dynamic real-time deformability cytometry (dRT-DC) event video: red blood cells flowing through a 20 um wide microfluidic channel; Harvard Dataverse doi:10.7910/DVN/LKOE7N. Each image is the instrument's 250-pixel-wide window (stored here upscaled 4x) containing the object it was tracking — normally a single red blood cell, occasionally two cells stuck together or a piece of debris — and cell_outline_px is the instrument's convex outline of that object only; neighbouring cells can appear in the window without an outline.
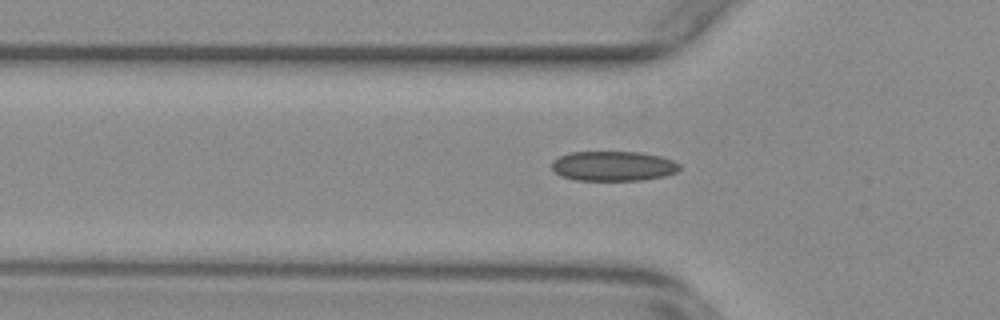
{"species": "common noctule bat (a hibernating species)", "species_latin": "Nyctalus noctula", "temperature_condition": "warm", "stored_images_in_passage": 39, "camera_frame_rate_fps": 3000, "um_per_image_px": 0.085, "animal": {"sex": "female", "body_mass_g": 29.2, "forearm_length_mm": 56.3}, "frame": {"image": 1, "passage_image": 2, "time_ms": 0.333, "image_size_px": [1000, 320], "cell_outline_px": [[680, 168], [676, 172], [664, 176], [640, 180], [576, 180], [560, 176], [552, 168], [552, 160], [568, 152], [640, 152], [660, 156], [672, 160], [680, 164]], "centroid_in_image_um": [52.11, 14.11], "position_along_channel_um": 73.7, "area_um2": 22.2}}
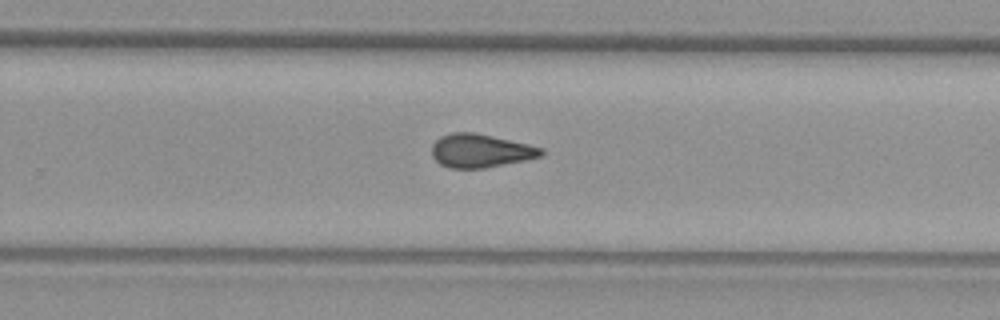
{"frame": {"image": 2, "passage_image": 19, "time_ms": 6.0, "image_size_px": [1000, 320], "cell_outline_px": [[544, 156], [484, 168], [448, 168], [440, 164], [432, 156], [432, 144], [440, 136], [452, 132], [476, 132], [528, 144], [544, 148]], "centroid_in_image_um": [40.84, 12.8], "position_along_channel_um": 289.0, "area_um2": 21.44}}
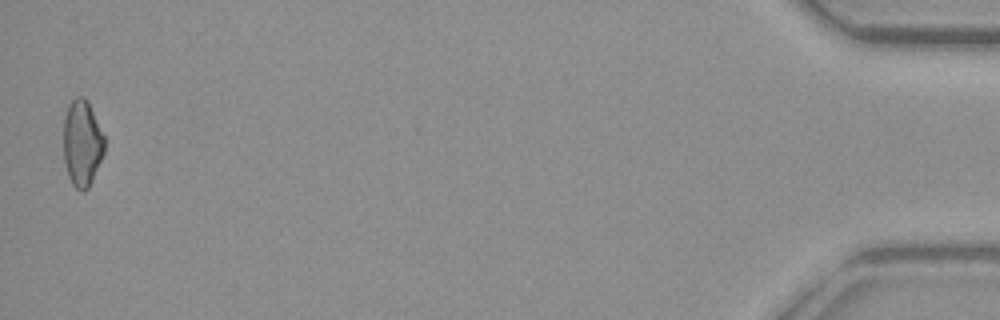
{"frame": {"image": 3, "passage_image": 38, "time_ms": 12.333, "image_size_px": [1000, 320], "cell_outline_px": [[104, 152], [92, 180], [88, 188], [84, 192], [80, 192], [72, 184], [68, 176], [64, 164], [64, 116], [68, 104], [76, 96], [84, 96], [88, 100], [104, 136]], "centroid_in_image_um": [6.97, 12.16], "position_along_channel_um": 428.2, "area_um2": 20.75}, "authors_computed_cell_mechanics": {"area_um2": 21.097, "velocity_mm_per_s": 3.7929, "shape_relaxation_time_tau1_ms": null, "shape_relaxation_time_tau2_ms": 1.8929, "deformation_change_tau1": null, "deformation_change_tau2": 0.0914}}